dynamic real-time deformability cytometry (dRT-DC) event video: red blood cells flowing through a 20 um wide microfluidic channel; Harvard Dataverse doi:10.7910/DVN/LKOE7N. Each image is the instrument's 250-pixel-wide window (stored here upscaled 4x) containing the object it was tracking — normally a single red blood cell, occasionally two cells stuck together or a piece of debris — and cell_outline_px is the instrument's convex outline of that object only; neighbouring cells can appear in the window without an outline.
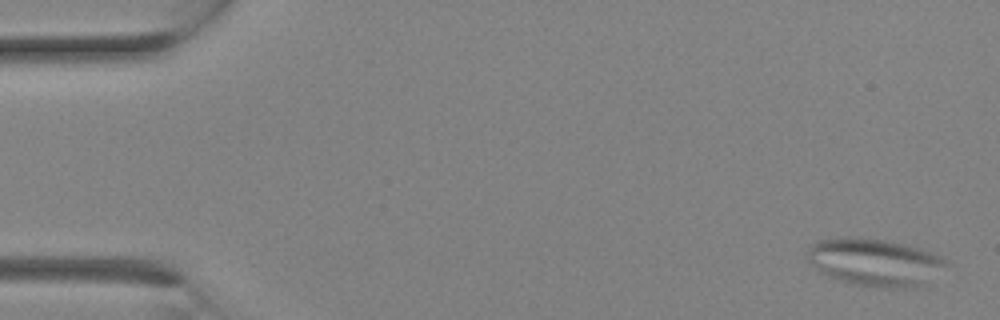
{"species": "Egyptian fruit bat (a non-hibernating species)", "species_latin": "Rousettus aegyptiacus", "temperature_condition": "room temperature", "stored_images_in_passage": 10, "camera_frame_rate_fps": 3000, "um_per_image_px": 0.085, "animal": {"sex": "female"}, "frame": {"image": 1, "passage_image": 1, "time_ms": 0.0, "image_size_px": [1000, 320], "cell_outline_px": [[948, 264], [916, 288], [888, 288], [856, 284], [840, 280], [828, 276], [820, 272], [808, 260], [808, 248], [812, 244], [820, 240], [848, 236], [884, 240], [904, 244], [920, 248], [932, 252], [948, 260]], "centroid_in_image_um": [74.35, 22.27], "position_along_channel_um": 10.7, "area_um2": 37.97}}